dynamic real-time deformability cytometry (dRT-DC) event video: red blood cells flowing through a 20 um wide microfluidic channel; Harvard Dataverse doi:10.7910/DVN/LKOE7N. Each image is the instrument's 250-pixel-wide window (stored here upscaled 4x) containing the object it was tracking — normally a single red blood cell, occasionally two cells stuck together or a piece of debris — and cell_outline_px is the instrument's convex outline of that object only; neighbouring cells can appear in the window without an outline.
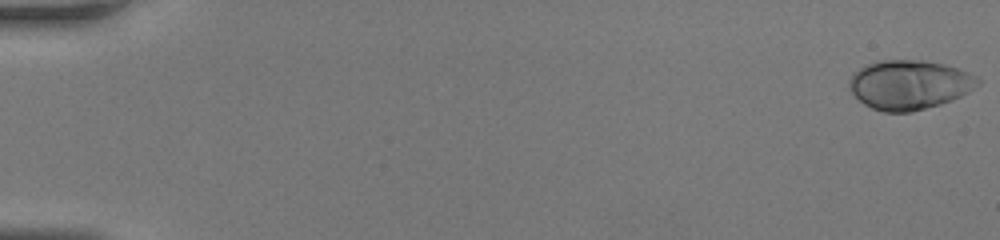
{"species": "human", "species_latin": "Homo sapiens", "temperature_condition": "room temperature", "stored_images_in_passage": 47, "camera_frame_rate_fps": 3000, "um_per_image_px": 0.085, "donor": {"sex": "female"}, "frame": {"image": 1, "passage_image": 1, "time_ms": 0.0, "image_size_px": [1000, 240], "cell_outline_px": [[980, 84], [968, 92], [952, 100], [940, 104], [912, 112], [884, 112], [872, 108], [864, 104], [848, 88], [848, 80], [852, 72], [876, 60], [924, 60], [944, 64], [968, 72], [976, 76], [980, 80]], "centroid_in_image_um": [77.27, 7.19], "position_along_channel_um": 7.7, "area_um2": 37.11}}
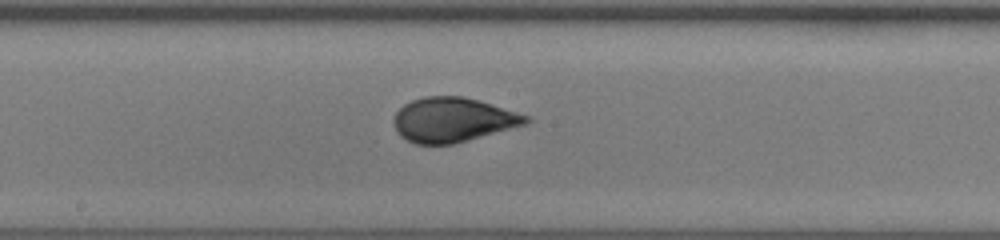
{"frame": {"image": 2, "passage_image": 27, "time_ms": 8.667, "image_size_px": [1000, 240], "cell_outline_px": [[532, 120], [528, 124], [452, 144], [416, 144], [400, 136], [396, 132], [392, 124], [392, 120], [396, 112], [404, 104], [412, 100], [424, 96], [464, 96], [480, 100], [528, 116]], "centroid_in_image_um": [38.47, 10.18], "position_along_channel_um": 209.7, "area_um2": 34.39}}
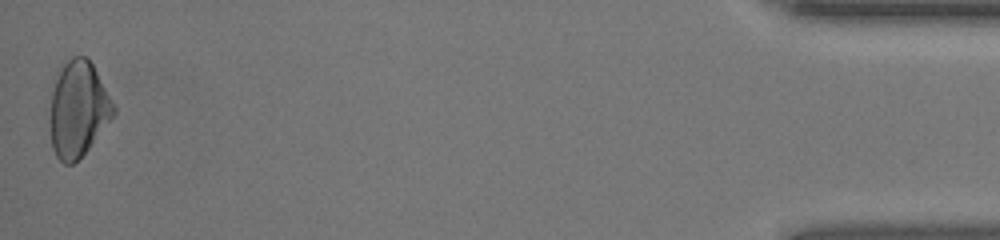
{"frame": {"image": 3, "passage_image": 47, "time_ms": 15.333, "image_size_px": [1000, 240], "cell_outline_px": [[116, 112], [88, 148], [72, 164], [64, 164], [56, 156], [52, 148], [48, 120], [48, 116], [52, 92], [56, 72], [72, 56], [88, 56], [116, 104]], "centroid_in_image_um": [6.62, 9.23], "position_along_channel_um": 428.6, "area_um2": 35.89}}